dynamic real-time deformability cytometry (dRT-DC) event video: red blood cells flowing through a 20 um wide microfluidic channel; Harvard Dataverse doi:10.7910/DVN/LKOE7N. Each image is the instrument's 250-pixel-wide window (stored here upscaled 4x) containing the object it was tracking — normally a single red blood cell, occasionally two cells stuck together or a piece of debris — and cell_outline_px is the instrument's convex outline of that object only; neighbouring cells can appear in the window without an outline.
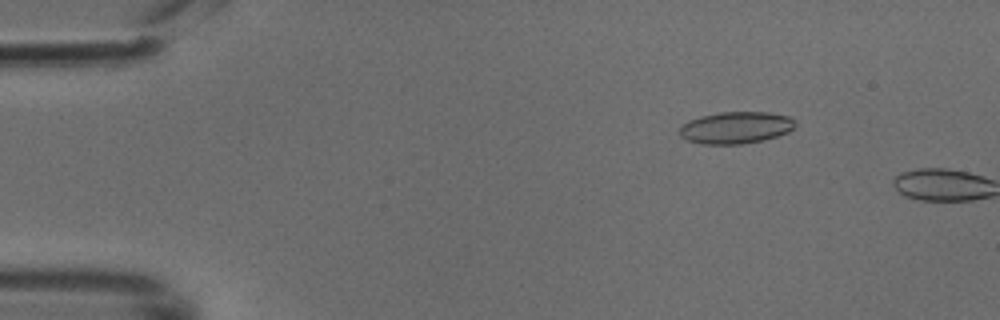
{"species": "common noctule bat (a hibernating species)", "species_latin": "Nyctalus noctula", "temperature_condition": "cold", "stored_images_in_passage": 8, "camera_frame_rate_fps": 3000, "um_per_image_px": 0.085, "animal": {"sex": "male", "body_mass_g": 18.8}, "frame": {"image": 1, "passage_image": 7, "time_ms": 2.0, "image_size_px": [1000, 320], "cell_outline_px": [[796, 124], [788, 132], [764, 140], [744, 144], [700, 144], [688, 140], [680, 136], [680, 128], [688, 120], [700, 116], [720, 112], [768, 112], [788, 116]], "centroid_in_image_um": [62.52, 10.85], "position_along_channel_um": 22.5, "area_um2": 21.44}}